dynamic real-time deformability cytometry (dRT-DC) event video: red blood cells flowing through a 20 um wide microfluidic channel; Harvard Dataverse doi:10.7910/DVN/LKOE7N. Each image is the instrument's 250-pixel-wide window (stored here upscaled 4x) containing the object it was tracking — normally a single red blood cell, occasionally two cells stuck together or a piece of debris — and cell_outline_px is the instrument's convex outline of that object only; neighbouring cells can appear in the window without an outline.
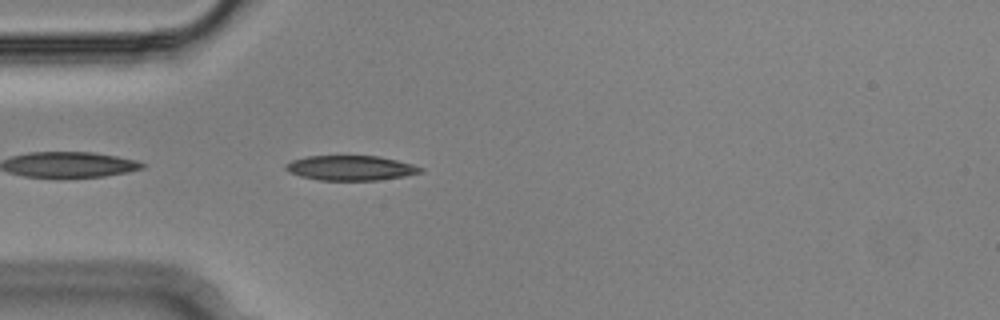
{"species": "Egyptian fruit bat (a non-hibernating species)", "species_latin": "Rousettus aegyptiacus", "temperature_condition": "cold", "stored_images_in_passage": 10, "camera_frame_rate_fps": 3000, "um_per_image_px": 0.085, "animal": {"sex": "male"}, "frame": {"image": 1, "passage_image": 2, "time_ms": 0.333, "image_size_px": [1000, 320], "cell_outline_px": [[424, 172], [404, 176], [380, 180], [320, 180], [300, 176], [288, 172], [284, 168], [284, 164], [292, 160], [308, 156], [380, 156], [412, 164], [424, 168]], "centroid_in_image_um": [29.8, 14.28], "position_along_channel_um": 55.2, "area_um2": 19.59}}
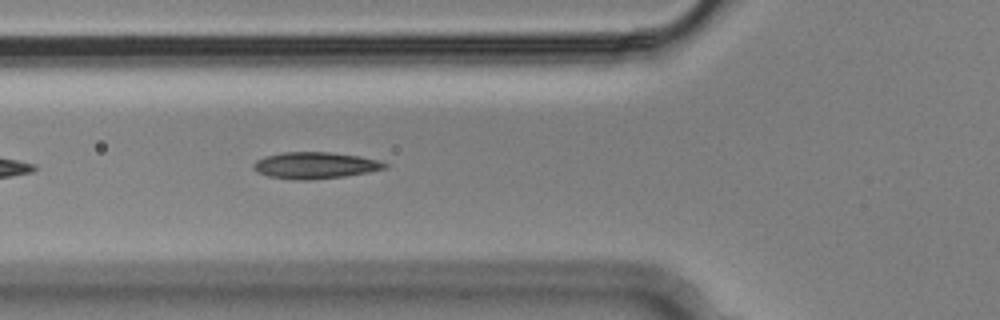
{"frame": {"image": 2, "passage_image": 6, "time_ms": 1.667, "image_size_px": [1000, 320], "cell_outline_px": [[388, 168], [368, 172], [344, 176], [308, 180], [296, 180], [268, 176], [252, 168], [252, 164], [256, 160], [264, 156], [284, 152], [328, 152], [360, 156], [380, 160], [388, 164]], "centroid_in_image_um": [26.8, 14.05], "position_along_channel_um": 99.0, "area_um2": 20.35}}